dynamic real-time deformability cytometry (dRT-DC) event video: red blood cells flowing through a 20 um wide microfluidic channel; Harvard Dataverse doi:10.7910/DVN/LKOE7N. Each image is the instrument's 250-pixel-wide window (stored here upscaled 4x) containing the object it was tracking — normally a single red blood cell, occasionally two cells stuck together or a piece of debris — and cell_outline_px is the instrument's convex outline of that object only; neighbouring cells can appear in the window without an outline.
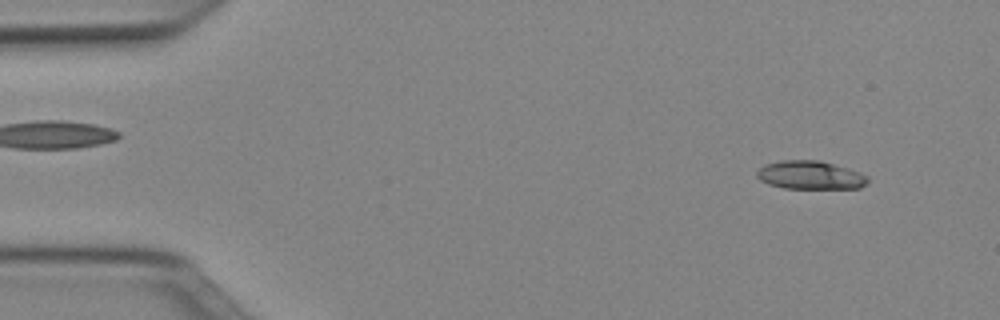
{"species": "Egyptian fruit bat (a non-hibernating species)", "species_latin": "Rousettus aegyptiacus", "temperature_condition": "cold", "stored_images_in_passage": 50, "camera_frame_rate_fps": 3000, "um_per_image_px": 0.085, "animal": {"sex": "female"}, "frame": {"image": 1, "passage_image": 4, "time_ms": 1.0, "image_size_px": [1000, 320], "cell_outline_px": [[868, 180], [860, 188], [784, 188], [768, 184], [760, 180], [756, 176], [756, 172], [764, 164], [780, 160], [820, 160], [848, 168], [860, 172], [868, 176]], "centroid_in_image_um": [68.85, 14.87], "position_along_channel_um": 16.2, "area_um2": 18.38}}
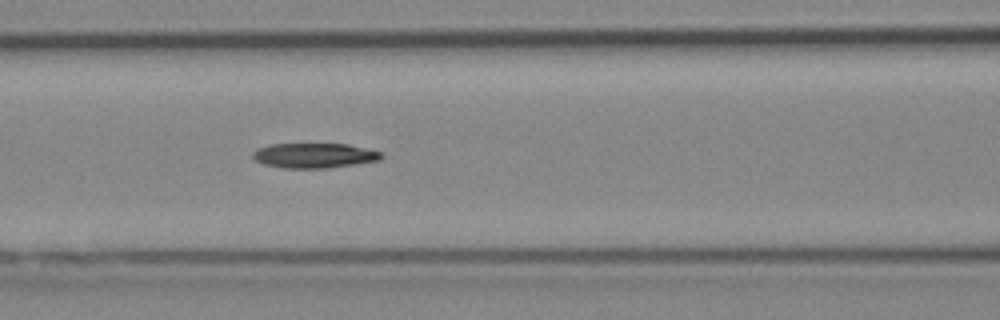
{"frame": {"image": 2, "passage_image": 21, "time_ms": 6.667, "image_size_px": [1000, 320], "cell_outline_px": [[384, 156], [380, 160], [328, 168], [284, 168], [264, 164], [256, 160], [252, 156], [252, 152], [256, 148], [268, 144], [348, 144], [380, 152]], "centroid_in_image_um": [26.67, 13.21], "position_along_channel_um": 139.9, "area_um2": 18.61}}
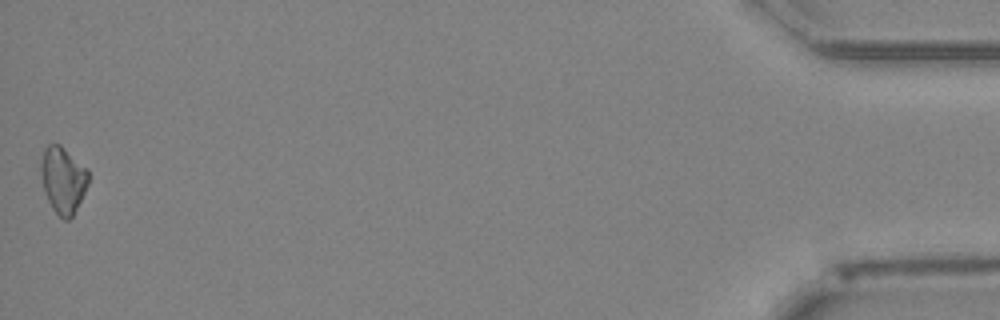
{"frame": {"image": 3, "passage_image": 50, "time_ms": 16.333, "image_size_px": [1000, 320], "cell_outline_px": [[88, 184], [72, 216], [68, 220], [64, 220], [52, 208], [44, 192], [40, 168], [40, 164], [44, 148], [48, 144], [60, 144], [88, 168]], "centroid_in_image_um": [5.35, 15.26], "position_along_channel_um": 429.9, "area_um2": 18.32}}